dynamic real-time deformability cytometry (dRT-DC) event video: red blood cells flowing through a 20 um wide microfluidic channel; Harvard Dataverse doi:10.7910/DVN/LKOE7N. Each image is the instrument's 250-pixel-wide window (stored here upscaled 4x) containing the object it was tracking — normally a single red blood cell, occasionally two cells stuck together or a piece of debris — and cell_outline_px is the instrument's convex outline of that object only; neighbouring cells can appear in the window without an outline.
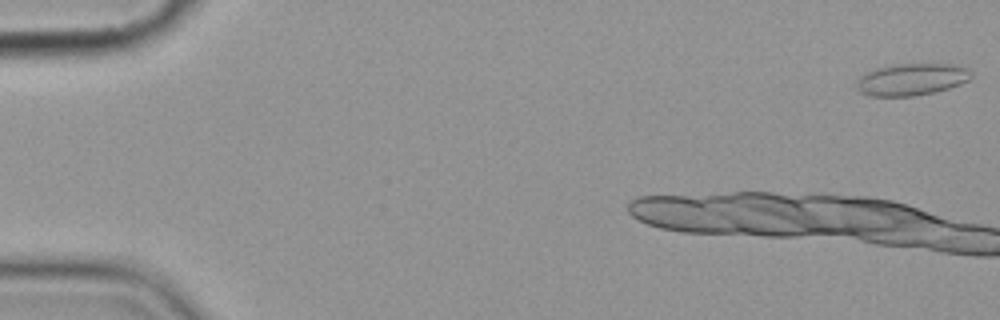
{"species": "common noctule bat (a hibernating species)", "species_latin": "Nyctalus noctula", "temperature_condition": "cold", "stored_images_in_passage": 4, "camera_frame_rate_fps": 3000, "um_per_image_px": 0.085, "animal": {"sex": "female", "body_mass_g": 19.9}, "frame": {"image": 1, "passage_image": 1, "time_ms": 0.0, "image_size_px": [1000, 320], "cell_outline_px": [[972, 76], [968, 80], [960, 84], [936, 92], [912, 96], [868, 96], [860, 92], [856, 88], [856, 80], [864, 72], [876, 68], [896, 64], [952, 64], [968, 68], [972, 72]], "centroid_in_image_um": [77.45, 6.75], "position_along_channel_um": 7.5, "area_um2": 21.56}}